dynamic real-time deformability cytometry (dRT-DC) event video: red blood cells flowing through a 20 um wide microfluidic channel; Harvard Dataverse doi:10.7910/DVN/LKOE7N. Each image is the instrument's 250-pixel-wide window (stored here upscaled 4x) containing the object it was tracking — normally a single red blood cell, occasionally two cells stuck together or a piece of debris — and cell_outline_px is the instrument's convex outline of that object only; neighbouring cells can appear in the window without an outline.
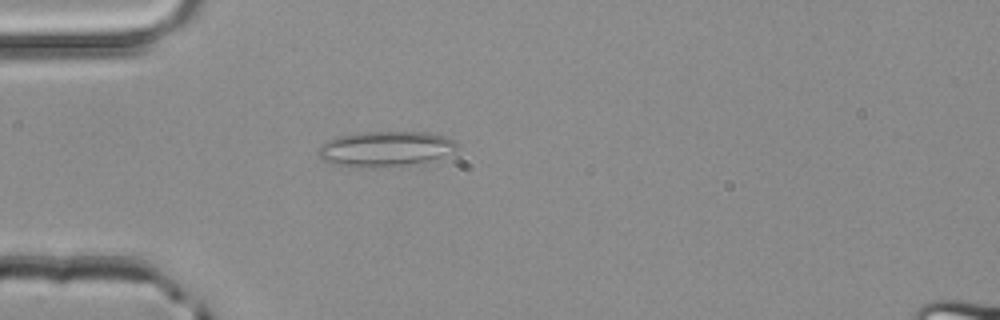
{"species": "common noctule bat (a hibernating species)", "species_latin": "Nyctalus noctula", "temperature_condition": "room temperature", "stored_images_in_passage": 2, "camera_frame_rate_fps": 3000, "um_per_image_px": 0.085, "animal": {"sex": "male", "body_mass_g": 20.4}, "frame": {"image": 1, "passage_image": 2, "time_ms": 0.333, "image_size_px": [1000, 320], "cell_outline_px": [[460, 148], [452, 152], [428, 160], [404, 164], [332, 164], [320, 160], [316, 152], [316, 148], [320, 144], [336, 136], [356, 132], [428, 132], [444, 136], [456, 140]], "centroid_in_image_um": [32.72, 12.58], "position_along_channel_um": 52.3, "area_um2": 27.63}}